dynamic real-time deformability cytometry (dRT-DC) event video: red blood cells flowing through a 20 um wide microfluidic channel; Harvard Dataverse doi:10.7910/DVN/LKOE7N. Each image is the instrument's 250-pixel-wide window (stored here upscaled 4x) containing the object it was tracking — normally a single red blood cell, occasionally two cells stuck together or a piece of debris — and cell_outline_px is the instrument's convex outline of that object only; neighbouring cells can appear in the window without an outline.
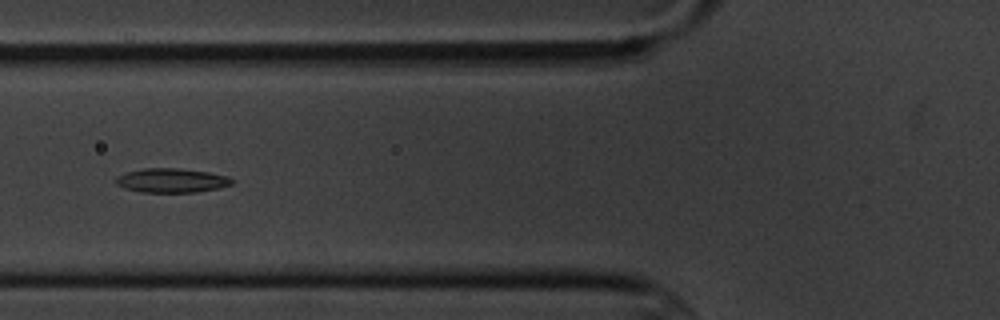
{"species": "common noctule bat (a hibernating species)", "species_latin": "Nyctalus noctula", "temperature_condition": "cold", "stored_images_in_passage": 7, "camera_frame_rate_fps": 3000, "um_per_image_px": 0.085, "animal": {"sex": "male", "body_mass_g": 20.1, "forearm_length_mm": 53.5}, "frame": {"image": 1, "passage_image": 7, "time_ms": 7.0, "image_size_px": [1000, 320], "cell_outline_px": [[232, 184], [216, 188], [196, 192], [140, 192], [124, 188], [116, 184], [112, 180], [116, 176], [124, 172], [144, 168], [176, 168], [208, 172], [228, 176], [232, 180]], "centroid_in_image_um": [14.49, 15.33], "position_along_channel_um": 111.3, "area_um2": 16.42}}